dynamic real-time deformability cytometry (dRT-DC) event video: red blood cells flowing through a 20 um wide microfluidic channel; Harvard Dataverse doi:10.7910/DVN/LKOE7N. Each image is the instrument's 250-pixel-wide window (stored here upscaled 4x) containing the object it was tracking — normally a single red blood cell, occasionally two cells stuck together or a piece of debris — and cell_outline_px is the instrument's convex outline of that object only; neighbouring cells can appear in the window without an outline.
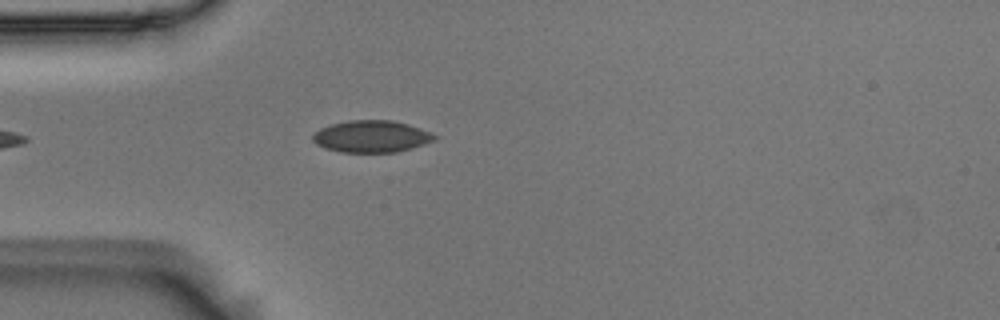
{"species": "Egyptian fruit bat (a non-hibernating species)", "species_latin": "Rousettus aegyptiacus", "temperature_condition": "room temperature", "stored_images_in_passage": 4, "camera_frame_rate_fps": 3000, "um_per_image_px": 0.085, "animal": {"sex": "male"}, "frame": {"image": 1, "passage_image": 4, "time_ms": 1.0, "image_size_px": [1000, 320], "cell_outline_px": [[440, 136], [436, 140], [412, 148], [396, 152], [340, 152], [324, 148], [316, 144], [312, 140], [312, 136], [320, 128], [332, 124], [348, 120], [392, 120], [408, 124], [432, 132]], "centroid_in_image_um": [31.61, 11.6], "position_along_channel_um": 53.4, "area_um2": 22.83}}